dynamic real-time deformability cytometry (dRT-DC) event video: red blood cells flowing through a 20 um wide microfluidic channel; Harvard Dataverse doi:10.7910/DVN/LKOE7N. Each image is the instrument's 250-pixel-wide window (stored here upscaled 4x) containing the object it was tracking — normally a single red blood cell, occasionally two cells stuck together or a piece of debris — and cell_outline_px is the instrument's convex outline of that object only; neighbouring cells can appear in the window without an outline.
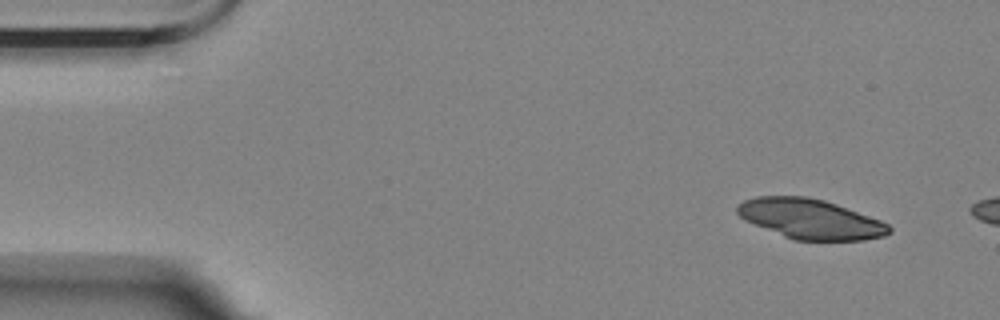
{"species": "Egyptian fruit bat (a non-hibernating species)", "species_latin": "Rousettus aegyptiacus", "temperature_condition": "room temperature", "stored_images_in_passage": 3, "camera_frame_rate_fps": 3000, "um_per_image_px": 0.085, "animal": {"sex": "female"}, "frame": {"image": 1, "passage_image": 1, "time_ms": 0.0, "image_size_px": [1000, 320], "cell_outline_px": [[892, 232], [884, 236], [864, 240], [792, 240], [744, 220], [736, 212], [736, 208], [744, 200], [756, 196], [808, 196], [824, 200], [836, 204], [880, 220], [888, 224], [892, 228]], "centroid_in_image_um": [68.87, 18.61], "position_along_channel_um": 16.1, "area_um2": 35.26}}